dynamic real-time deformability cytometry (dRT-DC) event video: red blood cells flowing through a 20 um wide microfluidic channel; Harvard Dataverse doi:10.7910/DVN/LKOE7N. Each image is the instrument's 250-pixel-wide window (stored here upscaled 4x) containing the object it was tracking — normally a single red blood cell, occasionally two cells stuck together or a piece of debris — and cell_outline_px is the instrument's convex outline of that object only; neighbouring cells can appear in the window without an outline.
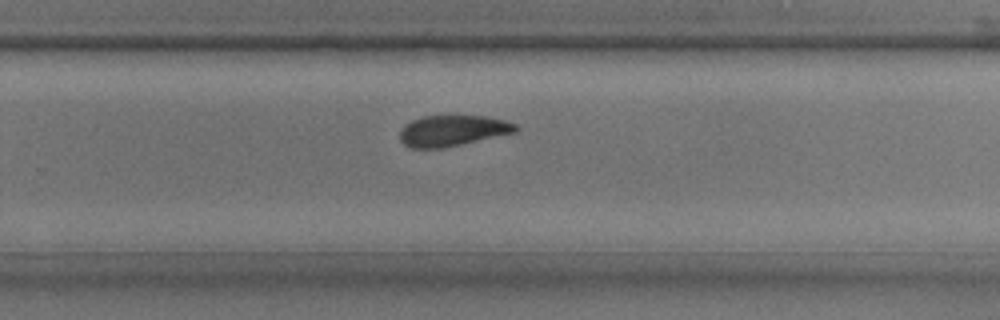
{"species": "common noctule bat (a hibernating species)", "species_latin": "Nyctalus noctula", "temperature_condition": "room temperature", "stored_images_in_passage": 21, "camera_frame_rate_fps": 3000, "um_per_image_px": 0.085, "animal": {"sex": "male", "body_mass_g": 17.9, "forearm_length_mm": 54.2}, "frame": {"image": 1, "passage_image": 15, "time_ms": 4.667, "image_size_px": [1000, 320], "cell_outline_px": [[520, 128], [516, 132], [444, 148], [408, 148], [400, 140], [400, 132], [404, 124], [412, 120], [424, 116], [488, 116], [508, 120], [516, 124]], "centroid_in_image_um": [38.49, 11.1], "position_along_channel_um": 291.3, "area_um2": 21.04}}